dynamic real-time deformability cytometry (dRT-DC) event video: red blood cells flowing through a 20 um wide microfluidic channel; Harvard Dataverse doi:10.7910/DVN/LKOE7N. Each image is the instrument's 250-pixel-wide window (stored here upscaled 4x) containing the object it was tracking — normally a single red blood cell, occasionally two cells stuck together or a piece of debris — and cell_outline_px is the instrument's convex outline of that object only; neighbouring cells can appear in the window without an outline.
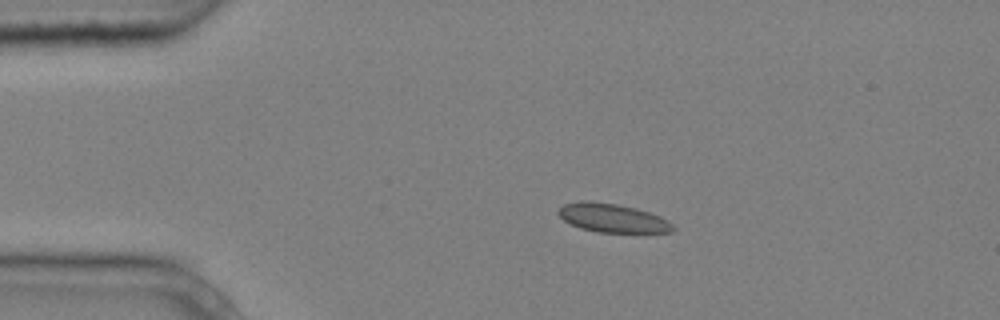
{"species": "common noctule bat (a hibernating species)", "species_latin": "Nyctalus noctula", "temperature_condition": "cold", "stored_images_in_passage": 5, "camera_frame_rate_fps": 3000, "um_per_image_px": 0.085, "animal": {"sex": "male", "body_mass_g": 20.4}, "frame": {"image": 1, "passage_image": 2, "time_ms": 0.333, "image_size_px": [1000, 320], "cell_outline_px": [[676, 228], [672, 232], [644, 236], [596, 232], [580, 228], [564, 220], [556, 212], [564, 204], [584, 200], [588, 200], [616, 204], [636, 208], [660, 216], [668, 220]], "centroid_in_image_um": [52.18, 18.6], "position_along_channel_um": 32.8, "area_um2": 20.17}}
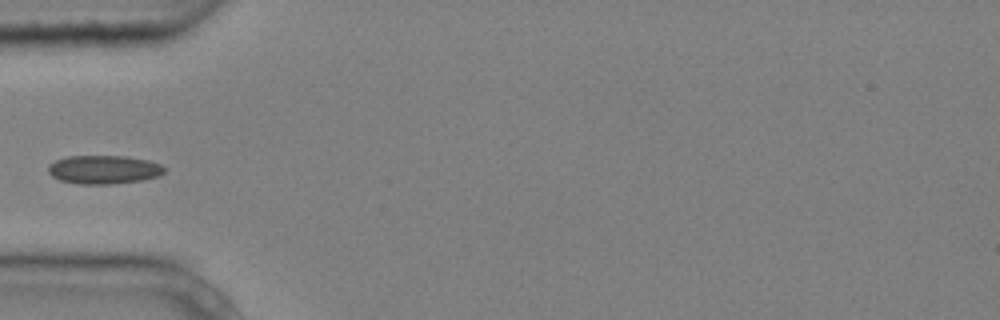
{"frame": {"image": 2, "passage_image": 4, "time_ms": 1.0, "image_size_px": [1000, 320], "cell_outline_px": [[168, 168], [160, 176], [144, 180], [108, 184], [80, 184], [60, 180], [52, 176], [48, 172], [48, 164], [64, 156], [128, 156], [148, 160], [160, 164]], "centroid_in_image_um": [8.85, 14.41], "position_along_channel_um": 76.2, "area_um2": 19.59}}
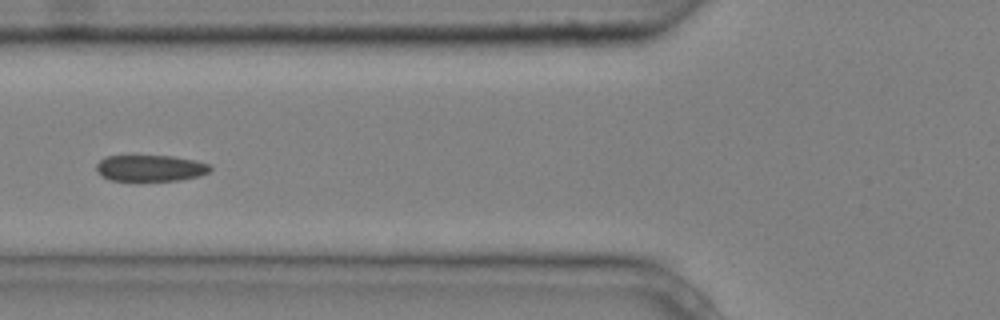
{"frame": {"image": 3, "passage_image": 5, "time_ms": 1.333, "image_size_px": [1000, 320], "cell_outline_px": [[212, 168], [208, 172], [200, 176], [180, 180], [112, 180], [96, 172], [96, 164], [104, 156], [172, 156], [196, 160], [208, 164]], "centroid_in_image_um": [12.79, 14.28], "position_along_channel_um": 113.0, "area_um2": 17.34}}